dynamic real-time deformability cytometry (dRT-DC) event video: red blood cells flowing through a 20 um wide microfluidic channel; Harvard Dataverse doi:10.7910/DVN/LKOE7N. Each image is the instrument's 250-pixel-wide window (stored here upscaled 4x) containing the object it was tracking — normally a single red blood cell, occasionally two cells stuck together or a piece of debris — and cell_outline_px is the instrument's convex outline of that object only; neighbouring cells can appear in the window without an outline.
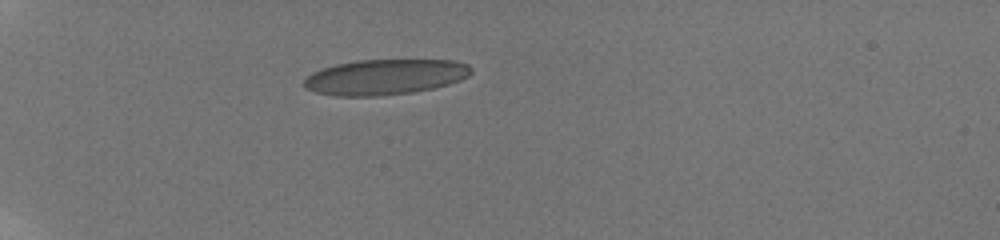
{"species": "human", "species_latin": "Homo sapiens", "temperature_condition": "room temperature", "stored_images_in_passage": 15, "camera_frame_rate_fps": 3000, "um_per_image_px": 0.085, "donor": {"sex": "male"}, "frame": {"image": 1, "passage_image": 1, "time_ms": 0.0, "image_size_px": [1000, 240], "cell_outline_px": [[472, 72], [468, 76], [460, 80], [448, 84], [432, 88], [412, 92], [380, 96], [336, 96], [316, 92], [304, 88], [304, 80], [312, 72], [336, 64], [356, 60], [456, 60], [468, 64], [472, 68]], "centroid_in_image_um": [32.74, 6.54], "position_along_channel_um": 52.3, "area_um2": 34.56}}
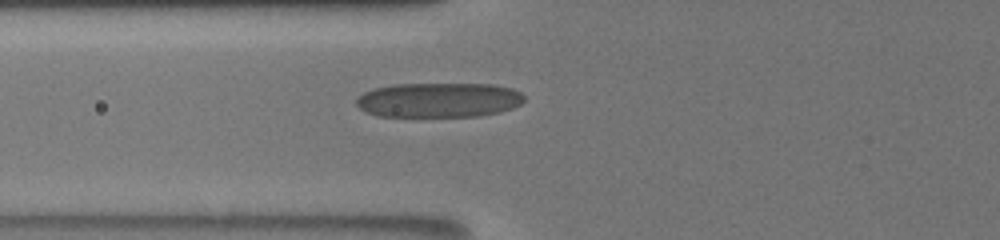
{"frame": {"image": 2, "passage_image": 4, "time_ms": 2.0, "image_size_px": [1000, 240], "cell_outline_px": [[524, 100], [520, 104], [512, 108], [500, 112], [480, 116], [380, 116], [364, 112], [356, 104], [356, 100], [364, 92], [372, 88], [392, 84], [492, 84], [512, 88], [520, 92], [524, 96]], "centroid_in_image_um": [37.29, 8.49], "position_along_channel_um": 88.5, "area_um2": 34.1}}
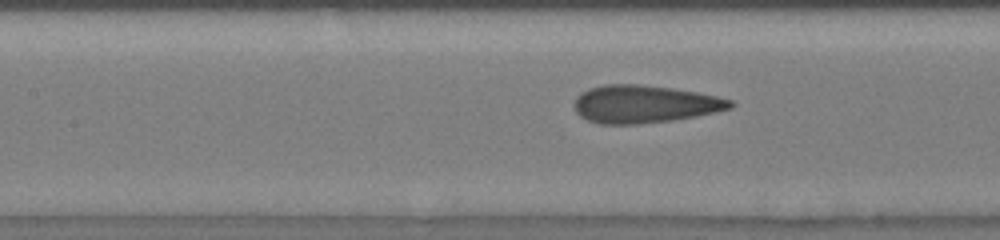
{"frame": {"image": 3, "passage_image": 11, "time_ms": 3.667, "image_size_px": [1000, 240], "cell_outline_px": [[736, 104], [732, 108], [716, 112], [696, 116], [672, 120], [636, 124], [600, 124], [588, 120], [580, 116], [576, 112], [576, 96], [580, 92], [588, 88], [604, 84], [636, 84], [672, 88], [696, 92], [716, 96], [732, 100]], "centroid_in_image_um": [54.78, 8.84], "position_along_channel_um": 152.6, "area_um2": 34.28}}